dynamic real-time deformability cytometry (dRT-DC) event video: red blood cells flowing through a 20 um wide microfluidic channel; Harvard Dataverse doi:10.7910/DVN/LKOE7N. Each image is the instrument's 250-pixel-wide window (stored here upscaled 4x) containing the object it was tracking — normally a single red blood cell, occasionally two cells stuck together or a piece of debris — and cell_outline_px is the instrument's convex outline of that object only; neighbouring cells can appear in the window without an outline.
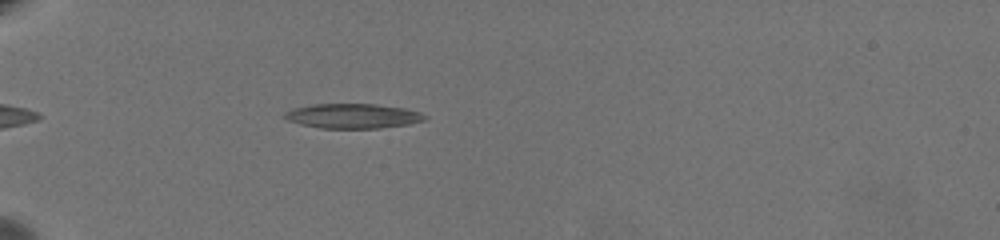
{"species": "common noctule bat (a hibernating species)", "species_latin": "Nyctalus noctula", "temperature_condition": "warm", "stored_images_in_passage": 47, "camera_frame_rate_fps": 3000, "um_per_image_px": 0.085, "animal": {"sex": "female", "body_mass_g": 19.5, "forearm_length_mm": 54.1}, "frame": {"image": 1, "passage_image": 6, "time_ms": 1.667, "image_size_px": [1000, 240], "cell_outline_px": [[428, 116], [424, 120], [408, 124], [380, 128], [320, 128], [300, 124], [288, 120], [280, 116], [284, 112], [292, 108], [312, 104], [376, 104], [404, 108], [420, 112]], "centroid_in_image_um": [29.94, 9.85], "position_along_channel_um": 55.1, "area_um2": 20.29}}
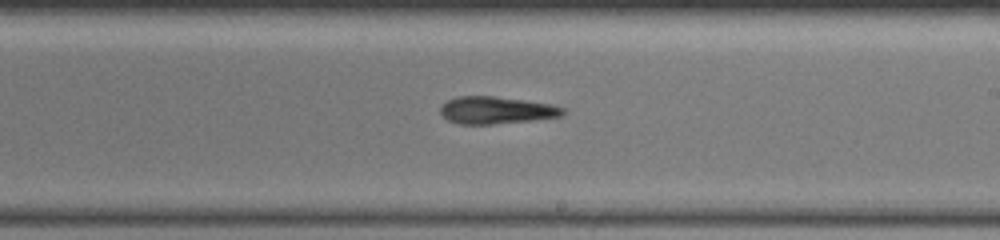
{"frame": {"image": 2, "passage_image": 25, "time_ms": 8.0, "image_size_px": [1000, 240], "cell_outline_px": [[564, 112], [560, 116], [532, 120], [492, 124], [460, 124], [448, 120], [440, 112], [440, 108], [448, 100], [456, 96], [492, 96], [524, 100], [552, 104], [564, 108]], "centroid_in_image_um": [42.17, 9.36], "position_along_channel_um": 246.8, "area_um2": 19.25}}
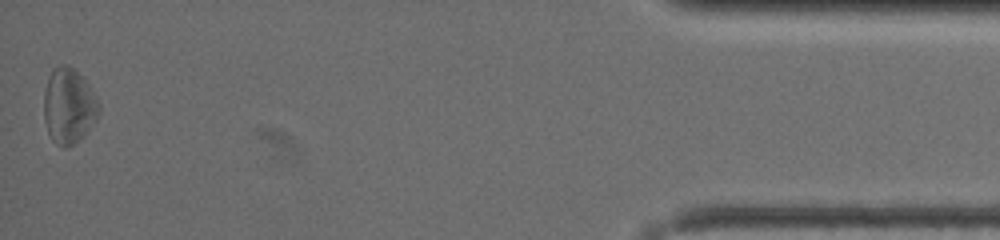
{"frame": {"image": 3, "passage_image": 47, "time_ms": 15.333, "image_size_px": [1000, 240], "cell_outline_px": [[100, 112], [96, 120], [84, 136], [68, 148], [64, 148], [56, 144], [52, 140], [48, 132], [44, 120], [44, 92], [48, 76], [52, 68], [60, 64], [68, 64], [84, 76], [96, 96], [100, 104]], "centroid_in_image_um": [5.85, 8.98], "position_along_channel_um": 429.3, "area_um2": 24.8}, "authors_computed_cell_mechanics": {"area_um2": 20.2878, "velocity_mm_per_s": 3.4652, "shape_relaxation_time_tau1_ms": 7.1221, "shape_relaxation_time_tau2_ms": 2.3431, "deformation_change_tau1": 0.1865, "deformation_change_tau2": 0.1311}}